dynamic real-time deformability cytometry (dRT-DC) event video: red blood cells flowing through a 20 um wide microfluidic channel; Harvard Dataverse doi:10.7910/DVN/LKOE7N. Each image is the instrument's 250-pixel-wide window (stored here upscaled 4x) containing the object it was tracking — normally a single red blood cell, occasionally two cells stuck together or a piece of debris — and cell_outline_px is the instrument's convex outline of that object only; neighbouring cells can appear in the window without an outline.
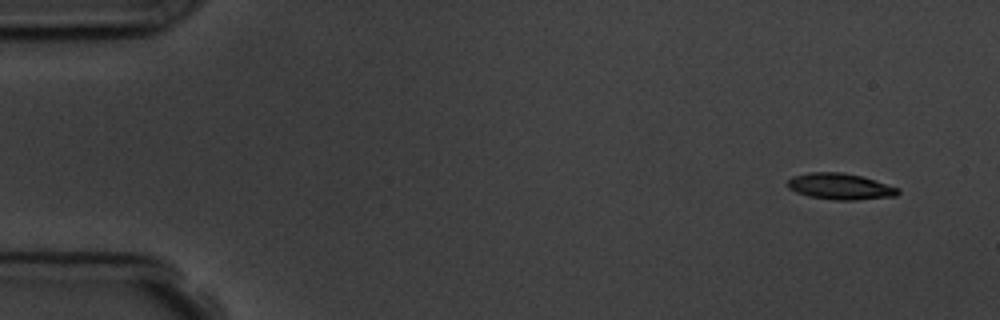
{"species": "common noctule bat (a hibernating species)", "species_latin": "Nyctalus noctula", "temperature_condition": "room temperature", "stored_images_in_passage": 5, "camera_frame_rate_fps": 3000, "um_per_image_px": 0.085, "animal": {"sex": "male", "body_mass_g": 19.5, "forearm_length_mm": 54.6}, "frame": {"image": 1, "passage_image": 1, "time_ms": 0.0, "image_size_px": [1000, 320], "cell_outline_px": [[900, 192], [896, 196], [856, 200], [832, 200], [808, 196], [796, 192], [788, 188], [788, 180], [792, 176], [812, 172], [840, 172], [860, 176], [900, 188]], "centroid_in_image_um": [71.41, 15.86], "position_along_channel_um": 13.6, "area_um2": 16.82}}
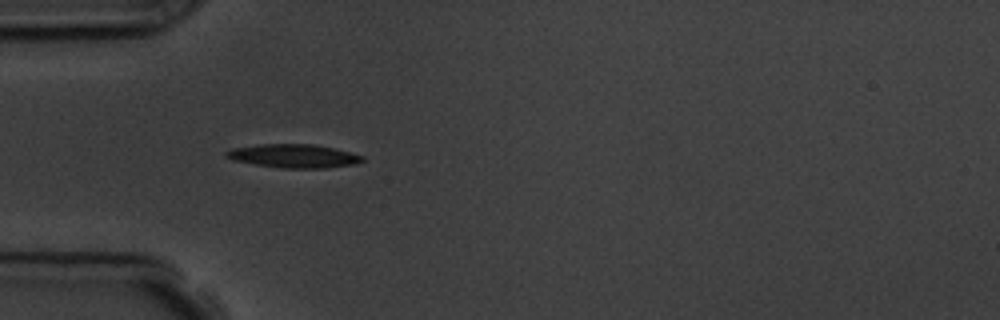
{"frame": {"image": 2, "passage_image": 4, "time_ms": 4.333, "image_size_px": [1000, 320], "cell_outline_px": [[364, 160], [356, 164], [324, 168], [284, 168], [256, 164], [232, 160], [224, 156], [224, 152], [232, 148], [260, 144], [312, 144], [332, 148], [364, 156]], "centroid_in_image_um": [24.93, 13.26], "position_along_channel_um": 60.1, "area_um2": 18.55}}